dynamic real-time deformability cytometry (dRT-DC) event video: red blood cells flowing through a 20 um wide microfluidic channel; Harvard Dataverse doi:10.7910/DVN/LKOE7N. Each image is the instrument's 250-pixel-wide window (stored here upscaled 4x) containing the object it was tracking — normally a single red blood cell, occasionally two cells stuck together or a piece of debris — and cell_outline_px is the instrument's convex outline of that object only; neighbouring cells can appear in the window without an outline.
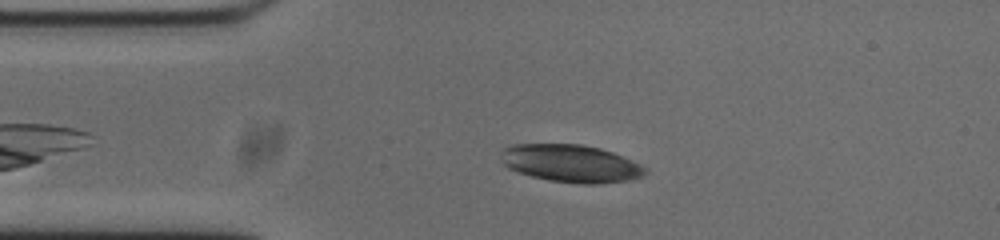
{"species": "common noctule bat (a hibernating species)", "species_latin": "Nyctalus noctula", "temperature_condition": "cold", "stored_images_in_passage": 52, "camera_frame_rate_fps": 3000, "um_per_image_px": 0.085, "animal": {"sex": "male", "body_mass_g": 20.0, "forearm_length_mm": 53.3}, "frame": {"image": 1, "passage_image": 7, "time_ms": 2.0, "image_size_px": [1000, 240], "cell_outline_px": [[648, 172], [644, 176], [628, 180], [600, 184], [580, 184], [548, 180], [516, 172], [508, 168], [504, 164], [504, 148], [512, 144], [580, 144], [600, 148], [612, 152], [640, 164], [648, 168]], "centroid_in_image_um": [48.57, 13.9], "position_along_channel_um": 36.4, "area_um2": 31.56}}
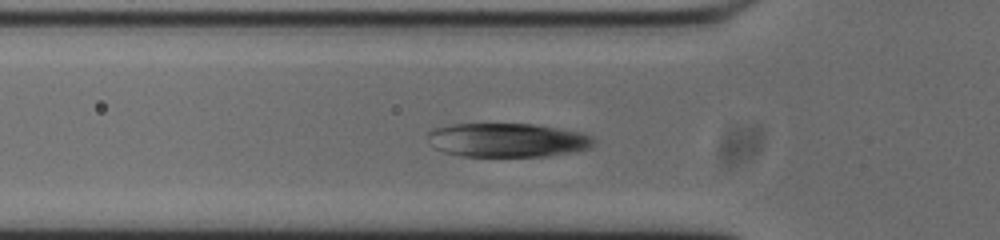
{"frame": {"image": 2, "passage_image": 13, "time_ms": 4.0, "image_size_px": [1000, 240], "cell_outline_px": [[592, 144], [588, 148], [548, 156], [460, 156], [444, 152], [436, 148], [428, 136], [428, 132], [436, 128], [448, 124], [532, 124], [580, 132], [592, 136]], "centroid_in_image_um": [43.09, 11.9], "position_along_channel_um": 82.7, "area_um2": 32.31}}